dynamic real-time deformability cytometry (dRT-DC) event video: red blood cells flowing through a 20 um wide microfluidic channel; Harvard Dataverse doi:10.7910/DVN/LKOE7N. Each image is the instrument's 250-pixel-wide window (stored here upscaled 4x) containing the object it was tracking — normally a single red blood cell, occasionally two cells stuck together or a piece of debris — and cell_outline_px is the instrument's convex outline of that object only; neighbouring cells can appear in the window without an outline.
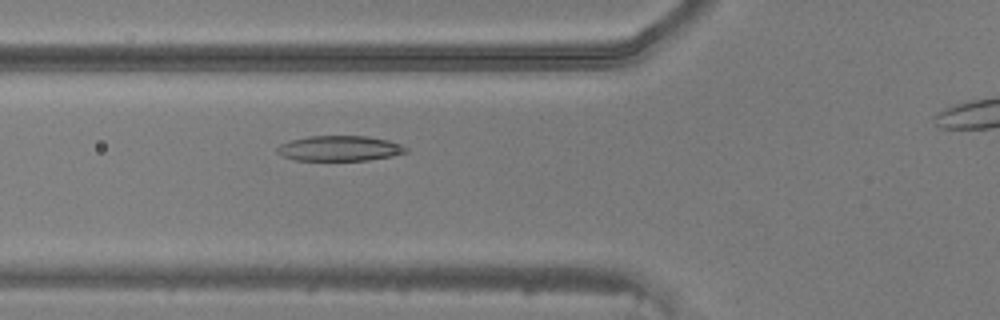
{"species": "common noctule bat (a hibernating species)", "species_latin": "Nyctalus noctula", "temperature_condition": "warm", "stored_images_in_passage": 30, "camera_frame_rate_fps": 3000, "um_per_image_px": 0.085, "animal": {"sex": "male", "body_mass_g": 20.5, "forearm_length_mm": 52.5}, "frame": {"image": 1, "passage_image": 4, "time_ms": 1.0, "image_size_px": [1000, 320], "cell_outline_px": [[408, 152], [392, 156], [368, 160], [296, 160], [284, 156], [276, 152], [276, 148], [280, 144], [292, 140], [308, 136], [368, 136], [388, 140], [400, 144], [408, 148]], "centroid_in_image_um": [28.89, 12.61], "position_along_channel_um": 96.9, "area_um2": 18.9}}
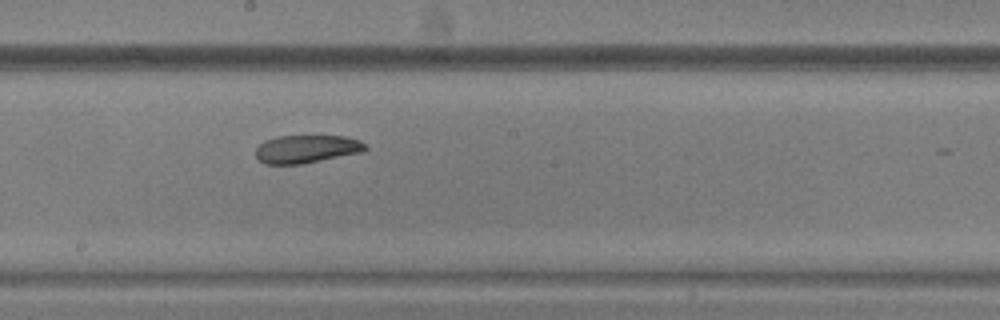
{"frame": {"image": 2, "passage_image": 13, "time_ms": 4.0, "image_size_px": [1000, 320], "cell_outline_px": [[368, 148], [364, 152], [304, 164], [264, 164], [256, 156], [256, 148], [264, 140], [276, 136], [344, 136], [360, 140], [368, 144]], "centroid_in_image_um": [26.11, 12.67], "position_along_channel_um": 222.1, "area_um2": 18.21}}
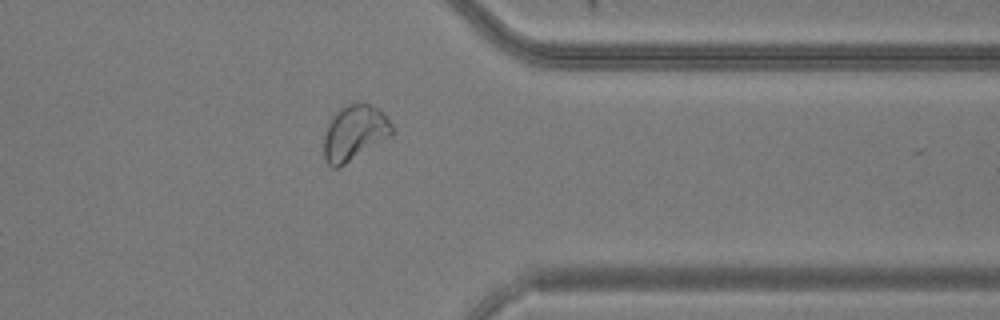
{"frame": {"image": 3, "passage_image": 25, "time_ms": 8.0, "image_size_px": [1000, 320], "cell_outline_px": [[392, 136], [340, 168], [332, 168], [324, 160], [324, 136], [328, 124], [332, 116], [340, 108], [348, 104], [368, 104], [376, 108], [392, 124]], "centroid_in_image_um": [30.1, 11.35], "position_along_channel_um": 381.3, "area_um2": 21.91}}